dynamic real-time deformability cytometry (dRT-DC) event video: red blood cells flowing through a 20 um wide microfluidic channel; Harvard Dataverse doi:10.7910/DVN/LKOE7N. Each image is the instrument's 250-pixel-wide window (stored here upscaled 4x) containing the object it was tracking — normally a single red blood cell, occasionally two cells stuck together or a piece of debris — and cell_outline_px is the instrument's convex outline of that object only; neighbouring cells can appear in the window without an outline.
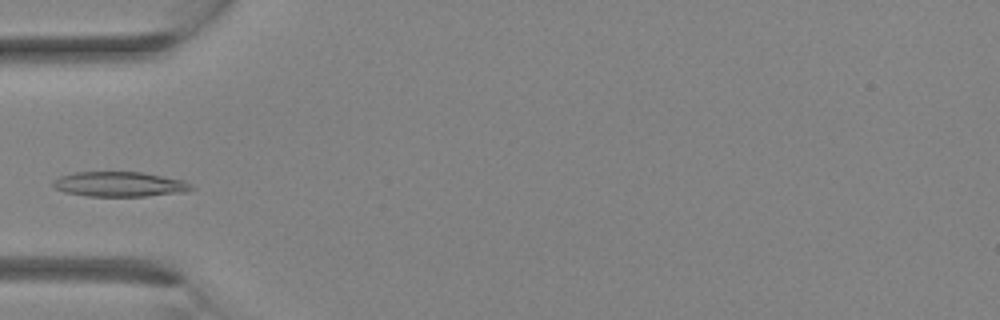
{"species": "Egyptian fruit bat (a non-hibernating species)", "species_latin": "Rousettus aegyptiacus", "temperature_condition": "room temperature", "stored_images_in_passage": 24, "camera_frame_rate_fps": 3000, "um_per_image_px": 0.085, "animal": {"sex": "female"}, "frame": {"image": 1, "passage_image": 2, "time_ms": 0.333, "image_size_px": [1000, 320], "cell_outline_px": [[196, 188], [184, 192], [144, 196], [88, 196], [64, 192], [56, 188], [52, 184], [52, 180], [60, 176], [72, 172], [144, 172], [184, 180], [192, 184]], "centroid_in_image_um": [10.18, 15.65], "position_along_channel_um": 74.8, "area_um2": 20.23}}
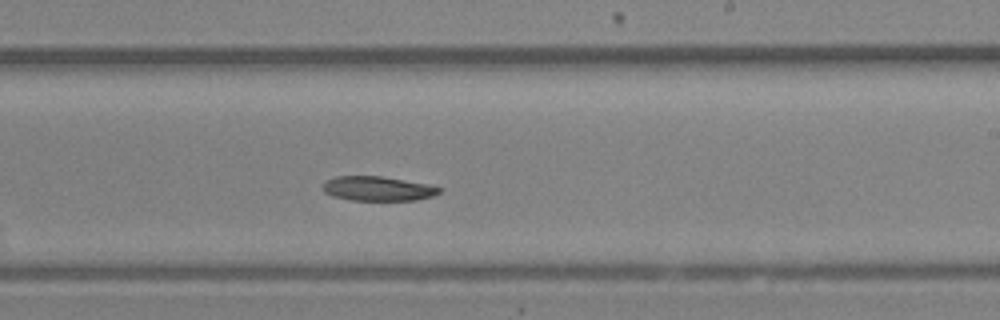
{"frame": {"image": 2, "passage_image": 11, "time_ms": 3.333, "image_size_px": [1000, 320], "cell_outline_px": [[440, 192], [432, 196], [416, 200], [352, 200], [332, 196], [324, 192], [324, 180], [336, 176], [380, 176], [428, 184], [440, 188]], "centroid_in_image_um": [32.08, 16.03], "position_along_channel_um": 256.9, "area_um2": 16.47}}
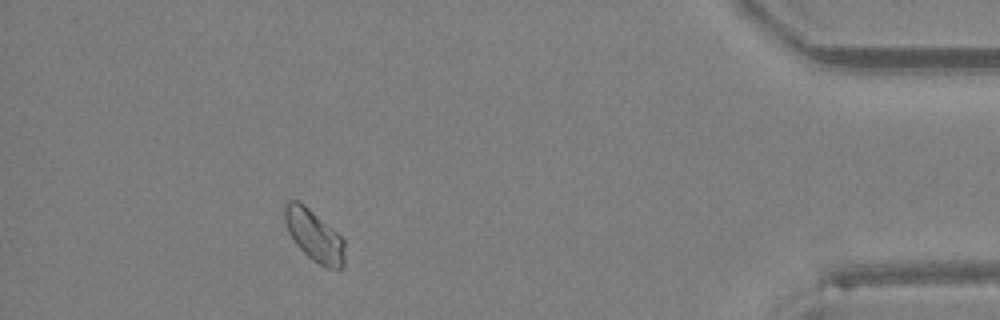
{"frame": {"image": 3, "passage_image": 21, "time_ms": 6.667, "image_size_px": [1000, 320], "cell_outline_px": [[344, 268], [340, 272], [324, 268], [312, 260], [296, 244], [288, 232], [284, 220], [284, 204], [288, 200], [296, 200], [304, 204], [332, 228], [344, 240]], "centroid_in_image_um": [26.72, 20.07], "position_along_channel_um": 408.5, "area_um2": 18.26}}